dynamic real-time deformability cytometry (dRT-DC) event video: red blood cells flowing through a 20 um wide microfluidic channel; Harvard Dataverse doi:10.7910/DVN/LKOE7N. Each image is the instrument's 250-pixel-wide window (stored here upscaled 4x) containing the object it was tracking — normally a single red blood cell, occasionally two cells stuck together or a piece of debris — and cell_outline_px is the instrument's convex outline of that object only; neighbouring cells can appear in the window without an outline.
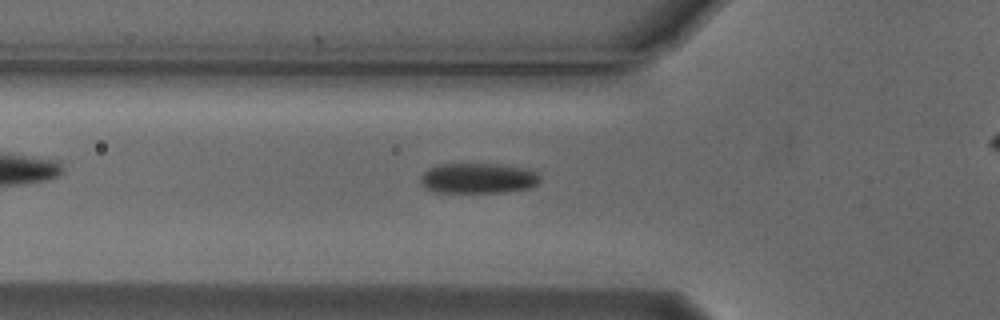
{"species": "Egyptian fruit bat (a non-hibernating species)", "species_latin": "Rousettus aegyptiacus", "temperature_condition": "cold", "stored_images_in_passage": 42, "camera_frame_rate_fps": 3000, "um_per_image_px": 0.085, "animal": {"sex": "male"}, "frame": {"image": 1, "passage_image": 13, "time_ms": 4.0, "image_size_px": [1000, 320], "cell_outline_px": [[540, 180], [532, 188], [504, 192], [436, 192], [424, 188], [420, 184], [420, 176], [428, 168], [440, 164], [496, 164], [528, 168], [536, 172], [540, 176]], "centroid_in_image_um": [40.63, 15.15], "position_along_channel_um": 85.2, "area_um2": 21.33}}
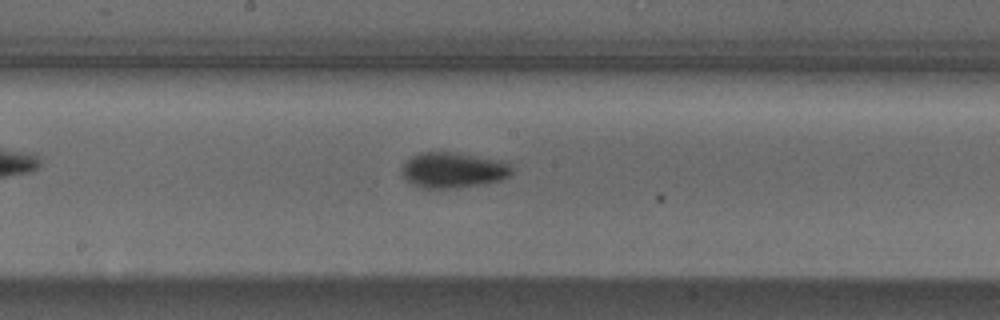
{"frame": {"image": 2, "passage_image": 23, "time_ms": 7.333, "image_size_px": [1000, 320], "cell_outline_px": [[512, 172], [508, 176], [500, 180], [484, 184], [456, 188], [424, 188], [412, 184], [404, 180], [400, 168], [412, 156], [420, 152], [456, 152], [500, 160], [508, 164], [512, 168]], "centroid_in_image_um": [38.48, 14.46], "position_along_channel_um": 209.7, "area_um2": 22.89}}
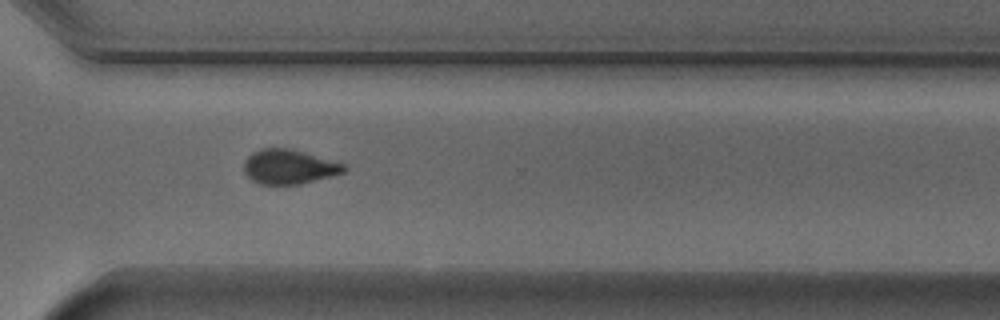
{"frame": {"image": 3, "passage_image": 34, "time_ms": 11.0, "image_size_px": [1000, 320], "cell_outline_px": [[348, 168], [344, 172], [332, 176], [300, 184], [260, 184], [252, 180], [244, 172], [244, 160], [252, 152], [260, 148], [288, 148], [304, 152], [344, 164]], "centroid_in_image_um": [24.55, 14.17], "position_along_channel_um": 346.1, "area_um2": 20.06}, "authors_computed_cell_mechanics": {"area_um2": 21.0103, "velocity_mm_per_s": 3.7274, "shape_relaxation_time_tau1_ms": 3.7826, "shape_relaxation_time_tau2_ms": 9.4213, "deformation_change_tau1": 0.1286, "deformation_change_tau2": 0.1335}}